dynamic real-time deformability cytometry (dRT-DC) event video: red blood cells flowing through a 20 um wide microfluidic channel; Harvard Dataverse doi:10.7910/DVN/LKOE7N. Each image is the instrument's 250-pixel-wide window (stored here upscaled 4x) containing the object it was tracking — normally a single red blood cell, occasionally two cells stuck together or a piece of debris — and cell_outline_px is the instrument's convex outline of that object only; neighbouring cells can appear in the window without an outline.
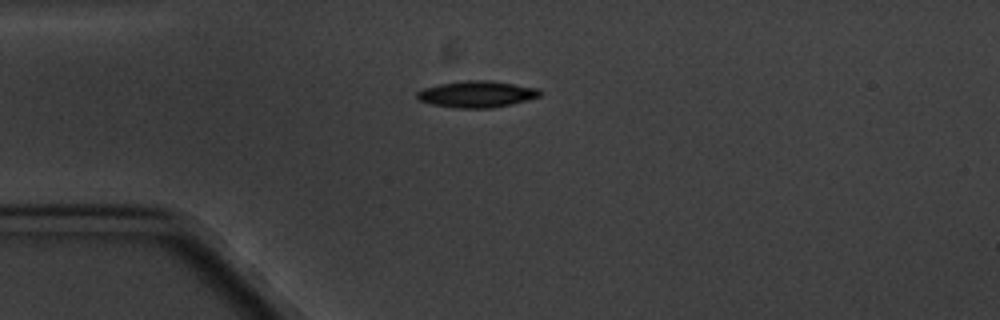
{"species": "common noctule bat (a hibernating species)", "species_latin": "Nyctalus noctula", "temperature_condition": "cold", "stored_images_in_passage": 3, "camera_frame_rate_fps": 3000, "um_per_image_px": 0.085, "animal": {"sex": "male", "body_mass_g": 20.1, "forearm_length_mm": 53.5}, "frame": {"image": 1, "passage_image": 1, "time_ms": 0.0, "image_size_px": [1000, 320], "cell_outline_px": [[540, 96], [512, 104], [492, 108], [456, 108], [432, 104], [420, 100], [416, 96], [416, 92], [424, 88], [440, 84], [464, 80], [492, 80], [536, 88], [540, 92]], "centroid_in_image_um": [40.51, 8.0], "position_along_channel_um": 44.5, "area_um2": 18.84}}